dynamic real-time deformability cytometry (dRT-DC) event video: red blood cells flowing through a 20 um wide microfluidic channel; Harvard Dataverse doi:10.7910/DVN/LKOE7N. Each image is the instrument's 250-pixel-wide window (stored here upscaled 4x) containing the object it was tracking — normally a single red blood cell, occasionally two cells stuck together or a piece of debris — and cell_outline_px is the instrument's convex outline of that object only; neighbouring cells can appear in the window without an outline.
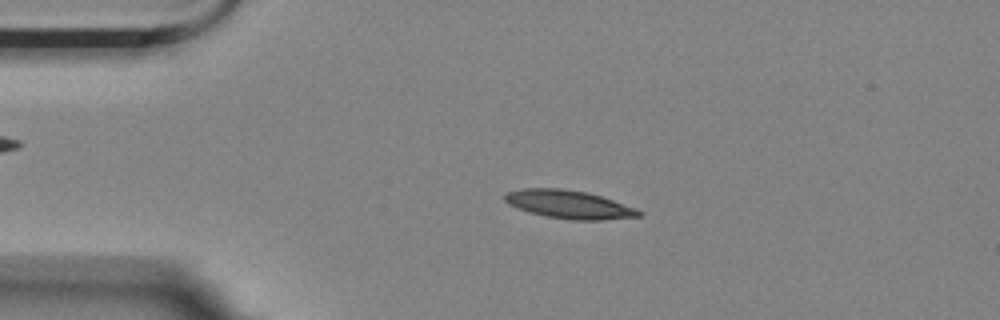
{"species": "Egyptian fruit bat (a non-hibernating species)", "species_latin": "Rousettus aegyptiacus", "temperature_condition": "room temperature", "stored_images_in_passage": 56, "camera_frame_rate_fps": 3000, "um_per_image_px": 0.085, "animal": {"sex": "female"}, "frame": {"image": 1, "passage_image": 12, "time_ms": 3.667, "image_size_px": [1000, 320], "cell_outline_px": [[644, 212], [640, 216], [600, 220], [572, 220], [548, 216], [528, 212], [508, 204], [504, 200], [504, 196], [508, 192], [524, 188], [560, 188], [588, 192], [636, 208]], "centroid_in_image_um": [48.36, 17.37], "position_along_channel_um": 36.6, "area_um2": 21.91}}
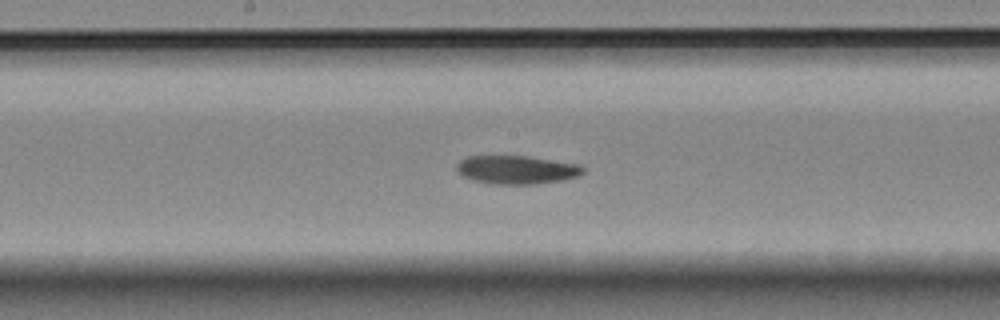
{"frame": {"image": 2, "passage_image": 29, "time_ms": 9.333, "image_size_px": [1000, 320], "cell_outline_px": [[584, 172], [576, 176], [564, 180], [536, 184], [488, 184], [472, 180], [464, 176], [456, 168], [456, 164], [464, 156], [528, 156], [580, 164], [584, 168]], "centroid_in_image_um": [43.91, 14.43], "position_along_channel_um": 204.3, "area_um2": 21.1}}
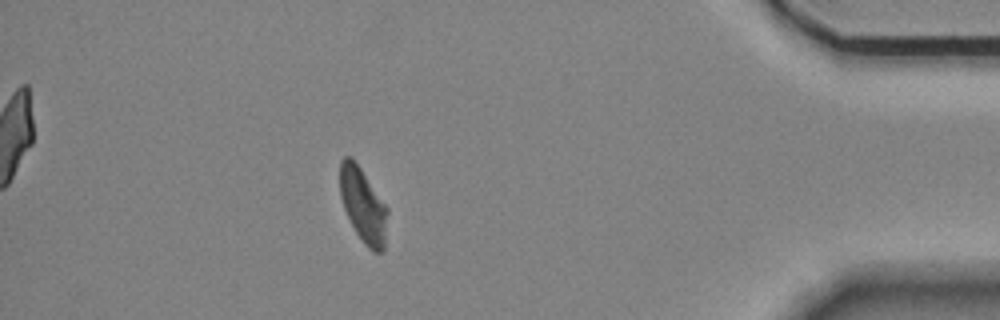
{"frame": {"image": 3, "passage_image": 50, "time_ms": 16.333, "image_size_px": [1000, 320], "cell_outline_px": [[388, 212], [384, 248], [380, 252], [372, 252], [364, 244], [356, 232], [344, 208], [340, 196], [340, 160], [344, 156], [352, 156], [388, 208]], "centroid_in_image_um": [30.86, 17.43], "position_along_channel_um": 404.3, "area_um2": 20.52}}